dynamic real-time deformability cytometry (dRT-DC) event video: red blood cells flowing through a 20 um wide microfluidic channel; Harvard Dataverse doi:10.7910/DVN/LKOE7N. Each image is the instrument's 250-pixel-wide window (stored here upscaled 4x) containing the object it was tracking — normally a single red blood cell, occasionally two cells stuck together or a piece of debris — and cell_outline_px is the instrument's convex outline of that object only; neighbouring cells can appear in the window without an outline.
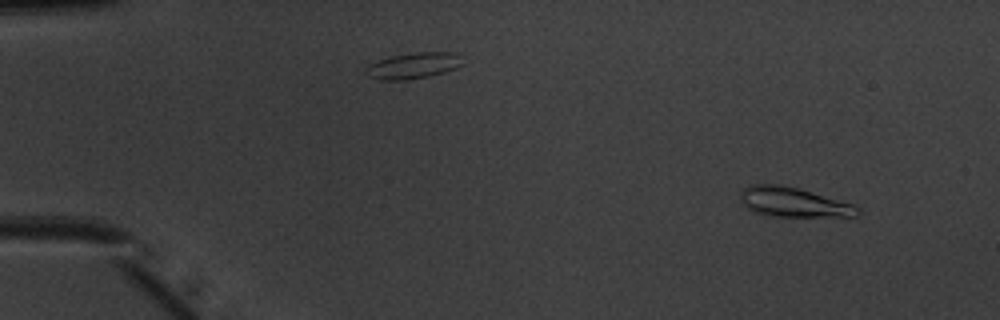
{"species": "common noctule bat (a hibernating species)", "species_latin": "Nyctalus noctula", "temperature_condition": "warm", "stored_images_in_passage": 52, "camera_frame_rate_fps": 3000, "um_per_image_px": 0.085, "animal": {"sex": "male", "body_mass_g": 20.1, "forearm_length_mm": 53.5}, "frame": {"image": 1, "passage_image": 5, "time_ms": 1.333, "image_size_px": [1000, 320], "cell_outline_px": [[860, 212], [856, 216], [776, 216], [756, 212], [748, 208], [740, 200], [740, 192], [744, 188], [752, 184], [780, 184], [800, 188], [852, 204], [860, 208]], "centroid_in_image_um": [67.43, 17.17], "position_along_channel_um": 17.6, "area_um2": 20.0}}
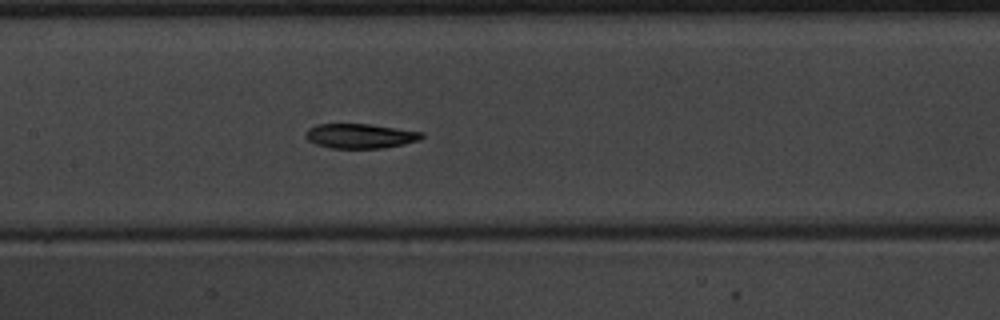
{"frame": {"image": 2, "passage_image": 26, "time_ms": 8.333, "image_size_px": [1000, 320], "cell_outline_px": [[424, 136], [420, 140], [404, 144], [384, 148], [332, 148], [316, 144], [308, 140], [304, 136], [308, 128], [316, 124], [372, 124], [424, 132]], "centroid_in_image_um": [30.64, 11.55], "position_along_channel_um": 176.8, "area_um2": 16.82}}
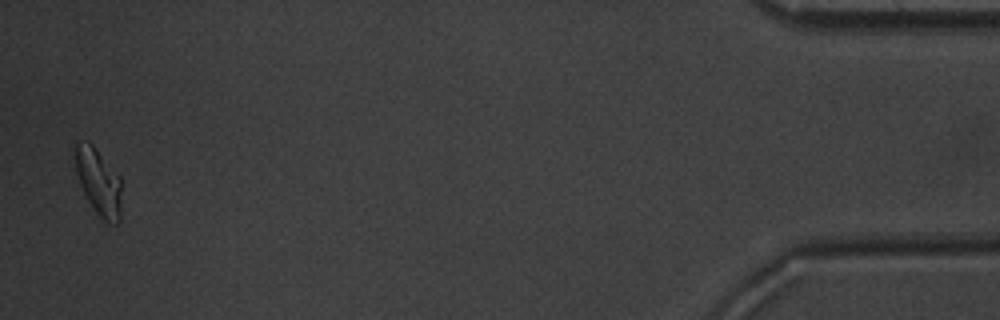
{"frame": {"image": 3, "passage_image": 51, "time_ms": 16.667, "image_size_px": [1000, 320], "cell_outline_px": [[120, 220], [116, 224], [104, 220], [96, 212], [88, 200], [80, 184], [76, 168], [76, 144], [88, 140], [92, 144], [120, 176]], "centroid_in_image_um": [8.4, 15.46], "position_along_channel_um": 426.8, "area_um2": 17.46}, "authors_computed_cell_mechanics": {"area_um2": 17.629, "velocity_mm_per_s": 3.9654, "shape_relaxation_time_tau1_ms": 3.0527, "shape_relaxation_time_tau2_ms": 6.0194, "deformation_change_tau1": 0.1566, "deformation_change_tau2": 0.1321}}